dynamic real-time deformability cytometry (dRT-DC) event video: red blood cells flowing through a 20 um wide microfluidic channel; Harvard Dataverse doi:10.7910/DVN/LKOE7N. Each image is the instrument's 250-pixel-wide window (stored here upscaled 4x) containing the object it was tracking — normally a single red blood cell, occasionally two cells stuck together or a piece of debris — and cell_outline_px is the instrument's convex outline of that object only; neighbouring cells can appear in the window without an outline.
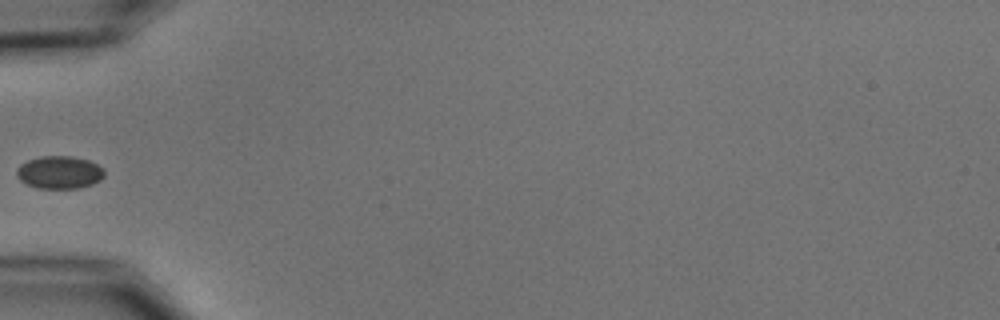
{"species": "common noctule bat (a hibernating species)", "species_latin": "Nyctalus noctula", "temperature_condition": "cold", "stored_images_in_passage": 6, "camera_frame_rate_fps": 3000, "um_per_image_px": 0.085, "animal": {"sex": "male", "body_mass_g": 15.6}, "frame": {"image": 1, "passage_image": 6, "time_ms": 5.667, "image_size_px": [1000, 320], "cell_outline_px": [[104, 176], [100, 180], [92, 184], [80, 188], [36, 188], [20, 180], [16, 176], [16, 168], [20, 164], [28, 160], [40, 156], [72, 156], [88, 160], [104, 168]], "centroid_in_image_um": [5.04, 14.64], "position_along_channel_um": 80.0, "area_um2": 16.82}}